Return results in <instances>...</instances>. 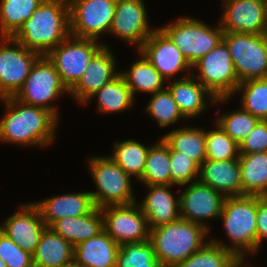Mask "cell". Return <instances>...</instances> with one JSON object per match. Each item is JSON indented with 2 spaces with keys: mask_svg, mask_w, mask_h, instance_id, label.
Segmentation results:
<instances>
[{
  "mask_svg": "<svg viewBox=\"0 0 267 267\" xmlns=\"http://www.w3.org/2000/svg\"><path fill=\"white\" fill-rule=\"evenodd\" d=\"M7 112L0 120V140L12 144L45 146L55 138L58 118L48 109L27 105L14 96L1 98Z\"/></svg>",
  "mask_w": 267,
  "mask_h": 267,
  "instance_id": "cell-1",
  "label": "cell"
},
{
  "mask_svg": "<svg viewBox=\"0 0 267 267\" xmlns=\"http://www.w3.org/2000/svg\"><path fill=\"white\" fill-rule=\"evenodd\" d=\"M70 35L68 0H44L12 38L28 50L46 55Z\"/></svg>",
  "mask_w": 267,
  "mask_h": 267,
  "instance_id": "cell-2",
  "label": "cell"
},
{
  "mask_svg": "<svg viewBox=\"0 0 267 267\" xmlns=\"http://www.w3.org/2000/svg\"><path fill=\"white\" fill-rule=\"evenodd\" d=\"M208 232L205 226L180 218L150 229L149 240L161 267H175L207 244Z\"/></svg>",
  "mask_w": 267,
  "mask_h": 267,
  "instance_id": "cell-3",
  "label": "cell"
},
{
  "mask_svg": "<svg viewBox=\"0 0 267 267\" xmlns=\"http://www.w3.org/2000/svg\"><path fill=\"white\" fill-rule=\"evenodd\" d=\"M257 196L226 197L220 218L232 246L210 239L215 244L234 252L243 262L245 254H256Z\"/></svg>",
  "mask_w": 267,
  "mask_h": 267,
  "instance_id": "cell-4",
  "label": "cell"
},
{
  "mask_svg": "<svg viewBox=\"0 0 267 267\" xmlns=\"http://www.w3.org/2000/svg\"><path fill=\"white\" fill-rule=\"evenodd\" d=\"M159 29L181 51L191 66L213 50L224 33L220 24L212 28L201 20L185 16Z\"/></svg>",
  "mask_w": 267,
  "mask_h": 267,
  "instance_id": "cell-5",
  "label": "cell"
},
{
  "mask_svg": "<svg viewBox=\"0 0 267 267\" xmlns=\"http://www.w3.org/2000/svg\"><path fill=\"white\" fill-rule=\"evenodd\" d=\"M89 161L90 172L97 191L90 192L95 207L128 205L137 201L133 196L130 175H128L109 156L92 157Z\"/></svg>",
  "mask_w": 267,
  "mask_h": 267,
  "instance_id": "cell-6",
  "label": "cell"
},
{
  "mask_svg": "<svg viewBox=\"0 0 267 267\" xmlns=\"http://www.w3.org/2000/svg\"><path fill=\"white\" fill-rule=\"evenodd\" d=\"M239 83L267 78V34L224 32Z\"/></svg>",
  "mask_w": 267,
  "mask_h": 267,
  "instance_id": "cell-7",
  "label": "cell"
},
{
  "mask_svg": "<svg viewBox=\"0 0 267 267\" xmlns=\"http://www.w3.org/2000/svg\"><path fill=\"white\" fill-rule=\"evenodd\" d=\"M192 69L199 71L198 77L193 74L194 78L216 98L232 97L240 84L229 49L223 40L198 60Z\"/></svg>",
  "mask_w": 267,
  "mask_h": 267,
  "instance_id": "cell-8",
  "label": "cell"
},
{
  "mask_svg": "<svg viewBox=\"0 0 267 267\" xmlns=\"http://www.w3.org/2000/svg\"><path fill=\"white\" fill-rule=\"evenodd\" d=\"M64 92L69 93V90L62 83L54 64L46 55H41L34 63L23 87L14 97L27 105L46 108L58 118L57 108L49 102Z\"/></svg>",
  "mask_w": 267,
  "mask_h": 267,
  "instance_id": "cell-9",
  "label": "cell"
},
{
  "mask_svg": "<svg viewBox=\"0 0 267 267\" xmlns=\"http://www.w3.org/2000/svg\"><path fill=\"white\" fill-rule=\"evenodd\" d=\"M102 46L95 39L70 35L46 56L54 64L62 83L70 90L80 80L91 58Z\"/></svg>",
  "mask_w": 267,
  "mask_h": 267,
  "instance_id": "cell-10",
  "label": "cell"
},
{
  "mask_svg": "<svg viewBox=\"0 0 267 267\" xmlns=\"http://www.w3.org/2000/svg\"><path fill=\"white\" fill-rule=\"evenodd\" d=\"M40 56L39 53L28 50L12 37H1L0 99L15 96L18 93Z\"/></svg>",
  "mask_w": 267,
  "mask_h": 267,
  "instance_id": "cell-11",
  "label": "cell"
},
{
  "mask_svg": "<svg viewBox=\"0 0 267 267\" xmlns=\"http://www.w3.org/2000/svg\"><path fill=\"white\" fill-rule=\"evenodd\" d=\"M68 2L71 36L97 40L100 33L110 31L117 0H68Z\"/></svg>",
  "mask_w": 267,
  "mask_h": 267,
  "instance_id": "cell-12",
  "label": "cell"
},
{
  "mask_svg": "<svg viewBox=\"0 0 267 267\" xmlns=\"http://www.w3.org/2000/svg\"><path fill=\"white\" fill-rule=\"evenodd\" d=\"M101 210L104 231L119 245L149 240L147 218L136 202L110 205Z\"/></svg>",
  "mask_w": 267,
  "mask_h": 267,
  "instance_id": "cell-13",
  "label": "cell"
},
{
  "mask_svg": "<svg viewBox=\"0 0 267 267\" xmlns=\"http://www.w3.org/2000/svg\"><path fill=\"white\" fill-rule=\"evenodd\" d=\"M225 198L219 191L194 180L179 196L180 218L198 223L210 230L203 220L218 219Z\"/></svg>",
  "mask_w": 267,
  "mask_h": 267,
  "instance_id": "cell-14",
  "label": "cell"
},
{
  "mask_svg": "<svg viewBox=\"0 0 267 267\" xmlns=\"http://www.w3.org/2000/svg\"><path fill=\"white\" fill-rule=\"evenodd\" d=\"M220 20L224 32L267 34V4L260 0H228Z\"/></svg>",
  "mask_w": 267,
  "mask_h": 267,
  "instance_id": "cell-15",
  "label": "cell"
},
{
  "mask_svg": "<svg viewBox=\"0 0 267 267\" xmlns=\"http://www.w3.org/2000/svg\"><path fill=\"white\" fill-rule=\"evenodd\" d=\"M143 0H117L109 33L139 49L155 31L150 29Z\"/></svg>",
  "mask_w": 267,
  "mask_h": 267,
  "instance_id": "cell-16",
  "label": "cell"
},
{
  "mask_svg": "<svg viewBox=\"0 0 267 267\" xmlns=\"http://www.w3.org/2000/svg\"><path fill=\"white\" fill-rule=\"evenodd\" d=\"M138 51L152 63L165 80L173 78L180 71H185L187 75H191L192 66L190 63L158 28L144 41Z\"/></svg>",
  "mask_w": 267,
  "mask_h": 267,
  "instance_id": "cell-17",
  "label": "cell"
},
{
  "mask_svg": "<svg viewBox=\"0 0 267 267\" xmlns=\"http://www.w3.org/2000/svg\"><path fill=\"white\" fill-rule=\"evenodd\" d=\"M46 228L39 209L34 203H29L9 216L0 226V231L22 250L33 255Z\"/></svg>",
  "mask_w": 267,
  "mask_h": 267,
  "instance_id": "cell-18",
  "label": "cell"
},
{
  "mask_svg": "<svg viewBox=\"0 0 267 267\" xmlns=\"http://www.w3.org/2000/svg\"><path fill=\"white\" fill-rule=\"evenodd\" d=\"M115 59L112 52L103 44L91 58L80 80L69 90V93L83 105L87 104L96 91L120 74L115 70Z\"/></svg>",
  "mask_w": 267,
  "mask_h": 267,
  "instance_id": "cell-19",
  "label": "cell"
},
{
  "mask_svg": "<svg viewBox=\"0 0 267 267\" xmlns=\"http://www.w3.org/2000/svg\"><path fill=\"white\" fill-rule=\"evenodd\" d=\"M193 78V74L184 75L183 78L174 80L172 83L167 82V88L186 119L195 118L207 109V95L211 100L210 103H222L229 99V97L216 98L196 78L194 80Z\"/></svg>",
  "mask_w": 267,
  "mask_h": 267,
  "instance_id": "cell-20",
  "label": "cell"
},
{
  "mask_svg": "<svg viewBox=\"0 0 267 267\" xmlns=\"http://www.w3.org/2000/svg\"><path fill=\"white\" fill-rule=\"evenodd\" d=\"M198 178L202 184L219 191L225 197L242 196L238 159L220 161L206 159L200 165Z\"/></svg>",
  "mask_w": 267,
  "mask_h": 267,
  "instance_id": "cell-21",
  "label": "cell"
},
{
  "mask_svg": "<svg viewBox=\"0 0 267 267\" xmlns=\"http://www.w3.org/2000/svg\"><path fill=\"white\" fill-rule=\"evenodd\" d=\"M174 185H148L149 193L138 203L147 218L149 229L180 219L179 197L174 198L169 187Z\"/></svg>",
  "mask_w": 267,
  "mask_h": 267,
  "instance_id": "cell-22",
  "label": "cell"
},
{
  "mask_svg": "<svg viewBox=\"0 0 267 267\" xmlns=\"http://www.w3.org/2000/svg\"><path fill=\"white\" fill-rule=\"evenodd\" d=\"M34 204L47 227L62 218L86 215L95 208L90 192L55 195Z\"/></svg>",
  "mask_w": 267,
  "mask_h": 267,
  "instance_id": "cell-23",
  "label": "cell"
},
{
  "mask_svg": "<svg viewBox=\"0 0 267 267\" xmlns=\"http://www.w3.org/2000/svg\"><path fill=\"white\" fill-rule=\"evenodd\" d=\"M120 245L104 230L74 246V259L84 267H115Z\"/></svg>",
  "mask_w": 267,
  "mask_h": 267,
  "instance_id": "cell-24",
  "label": "cell"
},
{
  "mask_svg": "<svg viewBox=\"0 0 267 267\" xmlns=\"http://www.w3.org/2000/svg\"><path fill=\"white\" fill-rule=\"evenodd\" d=\"M50 228L73 246H76L104 230L102 210L95 207L86 215L59 219Z\"/></svg>",
  "mask_w": 267,
  "mask_h": 267,
  "instance_id": "cell-25",
  "label": "cell"
},
{
  "mask_svg": "<svg viewBox=\"0 0 267 267\" xmlns=\"http://www.w3.org/2000/svg\"><path fill=\"white\" fill-rule=\"evenodd\" d=\"M32 256L34 267H59L74 259V246L47 227Z\"/></svg>",
  "mask_w": 267,
  "mask_h": 267,
  "instance_id": "cell-26",
  "label": "cell"
},
{
  "mask_svg": "<svg viewBox=\"0 0 267 267\" xmlns=\"http://www.w3.org/2000/svg\"><path fill=\"white\" fill-rule=\"evenodd\" d=\"M242 196L267 197V152L239 155Z\"/></svg>",
  "mask_w": 267,
  "mask_h": 267,
  "instance_id": "cell-27",
  "label": "cell"
},
{
  "mask_svg": "<svg viewBox=\"0 0 267 267\" xmlns=\"http://www.w3.org/2000/svg\"><path fill=\"white\" fill-rule=\"evenodd\" d=\"M141 56L142 58L134 61L127 72H120L133 98H135V92L137 91L154 94L165 89L163 87L165 78L143 54Z\"/></svg>",
  "mask_w": 267,
  "mask_h": 267,
  "instance_id": "cell-28",
  "label": "cell"
},
{
  "mask_svg": "<svg viewBox=\"0 0 267 267\" xmlns=\"http://www.w3.org/2000/svg\"><path fill=\"white\" fill-rule=\"evenodd\" d=\"M162 139L174 150L201 165L206 160L205 130L186 127L175 129Z\"/></svg>",
  "mask_w": 267,
  "mask_h": 267,
  "instance_id": "cell-29",
  "label": "cell"
},
{
  "mask_svg": "<svg viewBox=\"0 0 267 267\" xmlns=\"http://www.w3.org/2000/svg\"><path fill=\"white\" fill-rule=\"evenodd\" d=\"M44 0H1L0 36L12 37Z\"/></svg>",
  "mask_w": 267,
  "mask_h": 267,
  "instance_id": "cell-30",
  "label": "cell"
},
{
  "mask_svg": "<svg viewBox=\"0 0 267 267\" xmlns=\"http://www.w3.org/2000/svg\"><path fill=\"white\" fill-rule=\"evenodd\" d=\"M169 145L161 138L150 146L140 182L144 185H171Z\"/></svg>",
  "mask_w": 267,
  "mask_h": 267,
  "instance_id": "cell-31",
  "label": "cell"
},
{
  "mask_svg": "<svg viewBox=\"0 0 267 267\" xmlns=\"http://www.w3.org/2000/svg\"><path fill=\"white\" fill-rule=\"evenodd\" d=\"M110 156L128 175L136 176L140 181L145 170L147 154L150 147L144 146L136 140L115 142Z\"/></svg>",
  "mask_w": 267,
  "mask_h": 267,
  "instance_id": "cell-32",
  "label": "cell"
},
{
  "mask_svg": "<svg viewBox=\"0 0 267 267\" xmlns=\"http://www.w3.org/2000/svg\"><path fill=\"white\" fill-rule=\"evenodd\" d=\"M97 96L98 111L105 113L121 112L133 104V96L125 79L119 74L90 98Z\"/></svg>",
  "mask_w": 267,
  "mask_h": 267,
  "instance_id": "cell-33",
  "label": "cell"
},
{
  "mask_svg": "<svg viewBox=\"0 0 267 267\" xmlns=\"http://www.w3.org/2000/svg\"><path fill=\"white\" fill-rule=\"evenodd\" d=\"M243 261L232 251L211 240L175 267H238Z\"/></svg>",
  "mask_w": 267,
  "mask_h": 267,
  "instance_id": "cell-34",
  "label": "cell"
},
{
  "mask_svg": "<svg viewBox=\"0 0 267 267\" xmlns=\"http://www.w3.org/2000/svg\"><path fill=\"white\" fill-rule=\"evenodd\" d=\"M240 90L241 107L259 120H267V78L244 81L237 86L236 91Z\"/></svg>",
  "mask_w": 267,
  "mask_h": 267,
  "instance_id": "cell-35",
  "label": "cell"
},
{
  "mask_svg": "<svg viewBox=\"0 0 267 267\" xmlns=\"http://www.w3.org/2000/svg\"><path fill=\"white\" fill-rule=\"evenodd\" d=\"M115 267H161L150 240L120 245Z\"/></svg>",
  "mask_w": 267,
  "mask_h": 267,
  "instance_id": "cell-36",
  "label": "cell"
},
{
  "mask_svg": "<svg viewBox=\"0 0 267 267\" xmlns=\"http://www.w3.org/2000/svg\"><path fill=\"white\" fill-rule=\"evenodd\" d=\"M216 129L205 131L206 159L220 161L239 158V145L216 123Z\"/></svg>",
  "mask_w": 267,
  "mask_h": 267,
  "instance_id": "cell-37",
  "label": "cell"
},
{
  "mask_svg": "<svg viewBox=\"0 0 267 267\" xmlns=\"http://www.w3.org/2000/svg\"><path fill=\"white\" fill-rule=\"evenodd\" d=\"M152 96L145 111L159 123L160 127H167L180 118H185L167 87Z\"/></svg>",
  "mask_w": 267,
  "mask_h": 267,
  "instance_id": "cell-38",
  "label": "cell"
},
{
  "mask_svg": "<svg viewBox=\"0 0 267 267\" xmlns=\"http://www.w3.org/2000/svg\"><path fill=\"white\" fill-rule=\"evenodd\" d=\"M260 120L241 108L219 116L216 123L238 144L254 129Z\"/></svg>",
  "mask_w": 267,
  "mask_h": 267,
  "instance_id": "cell-39",
  "label": "cell"
},
{
  "mask_svg": "<svg viewBox=\"0 0 267 267\" xmlns=\"http://www.w3.org/2000/svg\"><path fill=\"white\" fill-rule=\"evenodd\" d=\"M171 185H188L199 177L200 165L192 158L182 155V152L174 151L169 146Z\"/></svg>",
  "mask_w": 267,
  "mask_h": 267,
  "instance_id": "cell-40",
  "label": "cell"
},
{
  "mask_svg": "<svg viewBox=\"0 0 267 267\" xmlns=\"http://www.w3.org/2000/svg\"><path fill=\"white\" fill-rule=\"evenodd\" d=\"M0 257L7 267H34L33 256L0 231Z\"/></svg>",
  "mask_w": 267,
  "mask_h": 267,
  "instance_id": "cell-41",
  "label": "cell"
},
{
  "mask_svg": "<svg viewBox=\"0 0 267 267\" xmlns=\"http://www.w3.org/2000/svg\"><path fill=\"white\" fill-rule=\"evenodd\" d=\"M267 152V120H260L239 145L240 154Z\"/></svg>",
  "mask_w": 267,
  "mask_h": 267,
  "instance_id": "cell-42",
  "label": "cell"
},
{
  "mask_svg": "<svg viewBox=\"0 0 267 267\" xmlns=\"http://www.w3.org/2000/svg\"><path fill=\"white\" fill-rule=\"evenodd\" d=\"M257 238L256 252L260 248L261 242L267 240V197L257 196Z\"/></svg>",
  "mask_w": 267,
  "mask_h": 267,
  "instance_id": "cell-43",
  "label": "cell"
},
{
  "mask_svg": "<svg viewBox=\"0 0 267 267\" xmlns=\"http://www.w3.org/2000/svg\"><path fill=\"white\" fill-rule=\"evenodd\" d=\"M59 267H84V266L79 264L75 259H73L70 262L63 264Z\"/></svg>",
  "mask_w": 267,
  "mask_h": 267,
  "instance_id": "cell-44",
  "label": "cell"
},
{
  "mask_svg": "<svg viewBox=\"0 0 267 267\" xmlns=\"http://www.w3.org/2000/svg\"><path fill=\"white\" fill-rule=\"evenodd\" d=\"M0 267H7L6 264L1 260V257H0Z\"/></svg>",
  "mask_w": 267,
  "mask_h": 267,
  "instance_id": "cell-45",
  "label": "cell"
},
{
  "mask_svg": "<svg viewBox=\"0 0 267 267\" xmlns=\"http://www.w3.org/2000/svg\"><path fill=\"white\" fill-rule=\"evenodd\" d=\"M243 265H244V264H243V262H242L238 267H243Z\"/></svg>",
  "mask_w": 267,
  "mask_h": 267,
  "instance_id": "cell-46",
  "label": "cell"
}]
</instances>
